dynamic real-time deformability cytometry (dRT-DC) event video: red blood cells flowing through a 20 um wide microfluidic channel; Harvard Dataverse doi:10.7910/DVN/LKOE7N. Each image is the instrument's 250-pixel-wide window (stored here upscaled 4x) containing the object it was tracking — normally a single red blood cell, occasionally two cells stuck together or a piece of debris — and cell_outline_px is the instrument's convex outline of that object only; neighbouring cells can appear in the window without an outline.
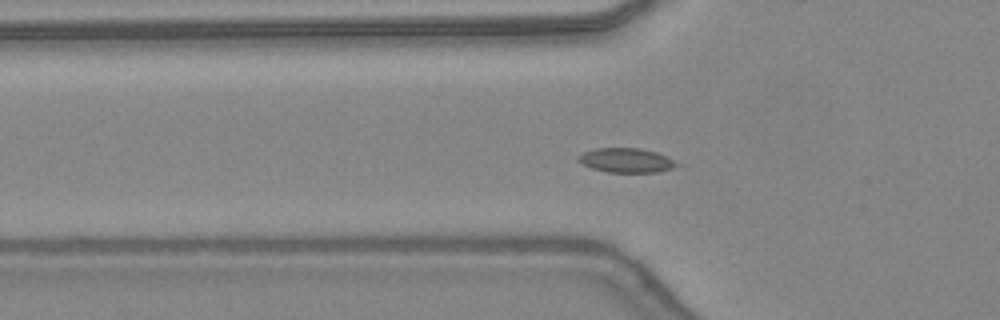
{"species": "common noctule bat (a hibernating species)", "species_latin": "Nyctalus noctula", "temperature_condition": "warm", "stored_images_in_passage": 49, "segment_of_instrument_passage": [1, 2], "camera_frame_rate_fps": 3000, "um_per_image_px": 0.085, "animal": {"sex": "female", "body_mass_g": 24.6, "forearm_length_mm": 56.2}, "frame": {"image": 1, "passage_image": 17, "time_ms": 5.333, "image_size_px": [1000, 320], "cell_outline_px": [[684, 164], [672, 168], [656, 172], [608, 172], [592, 168], [576, 160], [576, 156], [584, 152], [596, 148], [640, 148], [656, 152]], "centroid_in_image_um": [53.25, 13.62], "position_along_channel_um": 72.5, "area_um2": 14.05}}
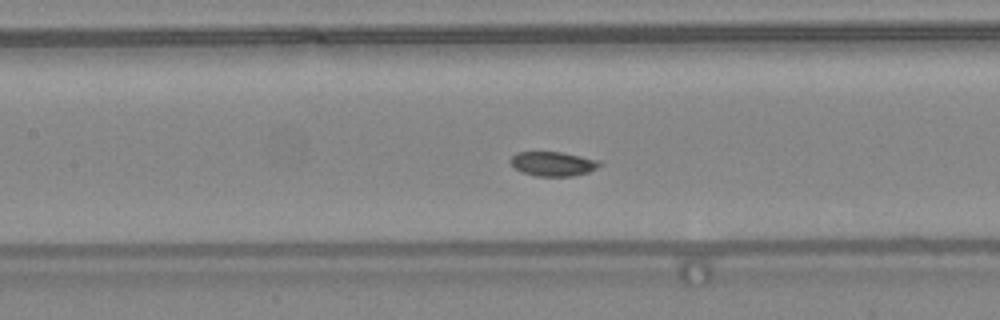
{"frame": {"image": 2, "passage_image": 23, "time_ms": 7.333, "image_size_px": [1000, 320], "cell_outline_px": [[600, 164], [596, 168], [588, 172], [572, 176], [536, 176], [520, 172], [508, 160], [516, 152], [560, 152], [600, 160]], "centroid_in_image_um": [46.97, 13.92], "position_along_channel_um": 160.4, "area_um2": 12.6}}
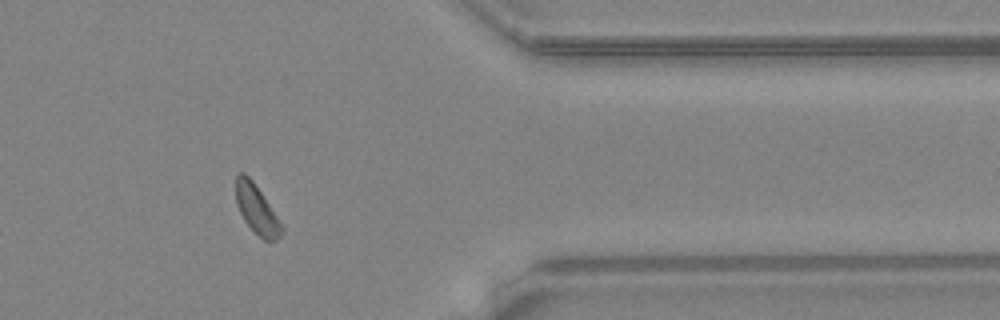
{"frame": {"image": 3, "passage_image": 40, "time_ms": 13.0, "image_size_px": [1000, 320], "cell_outline_px": [[284, 232], [276, 240], [264, 240], [244, 220], [236, 204], [236, 176], [240, 172], [244, 172], [252, 180], [284, 228]], "centroid_in_image_um": [21.81, 17.79], "position_along_channel_um": 389.6, "area_um2": 12.6}}